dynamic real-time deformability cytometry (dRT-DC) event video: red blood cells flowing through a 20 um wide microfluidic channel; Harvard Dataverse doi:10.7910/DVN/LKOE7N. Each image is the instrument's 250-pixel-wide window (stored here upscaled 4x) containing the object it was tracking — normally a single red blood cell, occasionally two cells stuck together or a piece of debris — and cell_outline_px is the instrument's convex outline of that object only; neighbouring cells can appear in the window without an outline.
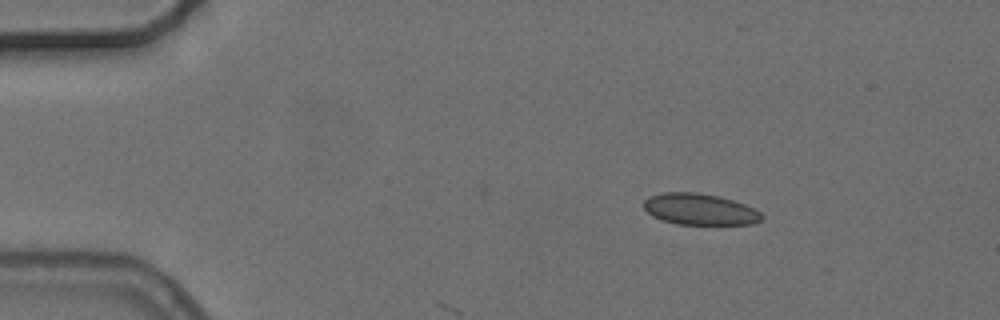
{"species": "common noctule bat (a hibernating species)", "species_latin": "Nyctalus noctula", "temperature_condition": "cold", "stored_images_in_passage": 4, "camera_frame_rate_fps": 3000, "um_per_image_px": 0.085, "animal": {"sex": "female", "body_mass_g": 24.6, "forearm_length_mm": 56.2}, "frame": {"image": 1, "passage_image": 1, "time_ms": 0.0, "image_size_px": [1000, 320], "cell_outline_px": [[764, 216], [760, 220], [752, 224], [676, 224], [652, 216], [644, 208], [644, 200], [652, 196], [664, 192], [696, 192], [720, 196], [744, 204], [760, 212]], "centroid_in_image_um": [59.48, 17.78], "position_along_channel_um": 25.5, "area_um2": 21.33}}
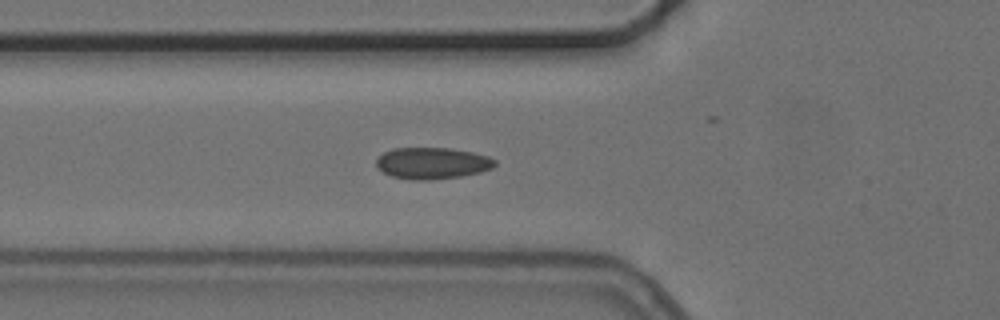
{"frame": {"image": 2, "passage_image": 4, "time_ms": 3.667, "image_size_px": [1000, 320], "cell_outline_px": [[496, 164], [492, 168], [480, 172], [460, 176], [428, 180], [412, 180], [392, 176], [384, 172], [376, 164], [376, 160], [384, 152], [392, 148], [452, 148], [472, 152], [488, 156], [496, 160]], "centroid_in_image_um": [36.76, 13.86], "position_along_channel_um": 89.0, "area_um2": 21.68}}